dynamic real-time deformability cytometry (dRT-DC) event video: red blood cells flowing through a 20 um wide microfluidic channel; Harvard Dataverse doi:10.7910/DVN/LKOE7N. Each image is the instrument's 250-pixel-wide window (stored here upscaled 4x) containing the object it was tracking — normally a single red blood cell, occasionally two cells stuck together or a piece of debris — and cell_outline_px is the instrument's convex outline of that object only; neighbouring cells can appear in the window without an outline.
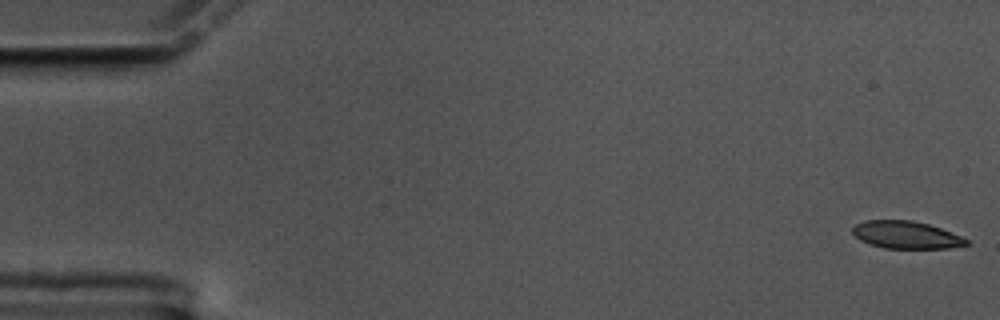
{"species": "common noctule bat (a hibernating species)", "species_latin": "Nyctalus noctula", "temperature_condition": "cold", "stored_images_in_passage": 57, "camera_frame_rate_fps": 3000, "um_per_image_px": 0.085, "animal": {"sex": "male", "body_mass_g": 17.5, "forearm_length_mm": 52.3}, "frame": {"image": 1, "passage_image": 1, "time_ms": 0.0, "image_size_px": [1000, 320], "cell_outline_px": [[968, 244], [948, 248], [884, 248], [860, 240], [852, 232], [852, 228], [856, 224], [864, 220], [912, 220], [928, 224], [940, 228], [960, 236], [968, 240]], "centroid_in_image_um": [76.99, 19.95], "position_along_channel_um": 8.0, "area_um2": 17.98}}
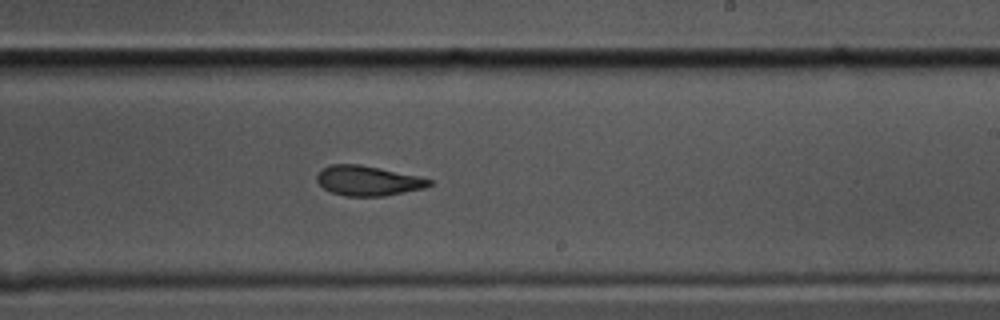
{"frame": {"image": 2, "passage_image": 34, "time_ms": 11.0, "image_size_px": [1000, 320], "cell_outline_px": [[432, 184], [424, 188], [384, 196], [344, 196], [332, 192], [324, 188], [316, 180], [316, 176], [320, 168], [328, 164], [360, 164], [420, 176], [432, 180]], "centroid_in_image_um": [31.25, 15.35], "position_along_channel_um": 257.8, "area_um2": 19.71}}
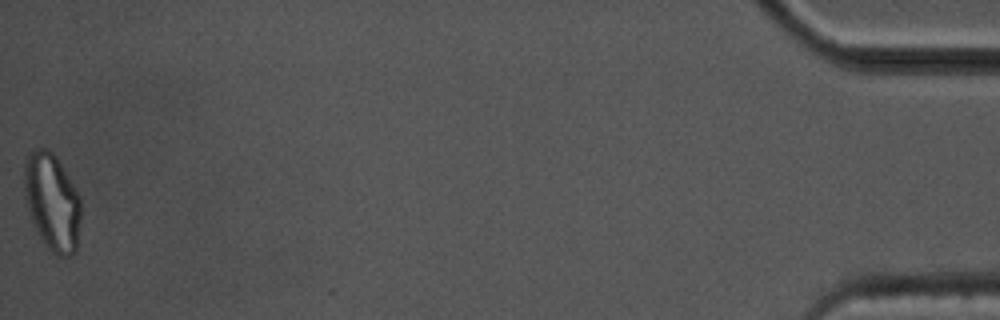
{"frame": {"image": 3, "passage_image": 57, "time_ms": 18.667, "image_size_px": [1000, 320], "cell_outline_px": [[80, 220], [76, 252], [72, 256], [56, 256], [48, 248], [40, 236], [32, 220], [24, 200], [24, 160], [36, 148], [48, 148], [56, 156], [80, 196]], "centroid_in_image_um": [4.43, 17.17], "position_along_channel_um": 430.8, "area_um2": 32.14}, "authors_computed_cell_mechanics": {"area_um2": 20.3456, "velocity_mm_per_s": 3.5266, "shape_relaxation_time_tau1_ms": 6.9956, "shape_relaxation_time_tau2_ms": 1.2827, "deformation_change_tau1": 0.1853, "deformation_change_tau2": 0.0771}}